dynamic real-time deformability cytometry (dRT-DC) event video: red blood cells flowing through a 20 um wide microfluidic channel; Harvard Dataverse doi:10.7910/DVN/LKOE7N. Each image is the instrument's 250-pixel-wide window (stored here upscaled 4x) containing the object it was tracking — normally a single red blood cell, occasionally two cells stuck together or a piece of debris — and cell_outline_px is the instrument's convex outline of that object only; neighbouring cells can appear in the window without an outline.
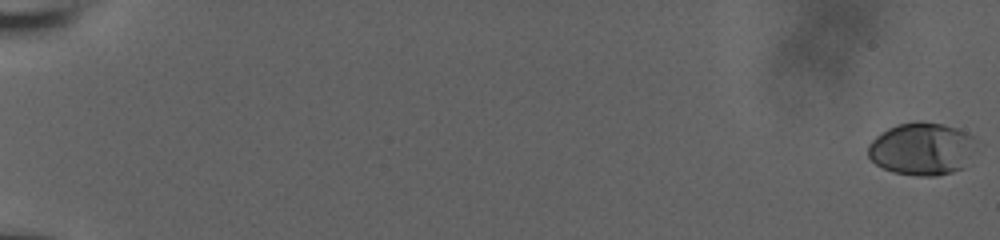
{"species": "human", "species_latin": "Homo sapiens", "temperature_condition": "room temperature", "stored_images_in_passage": 59, "camera_frame_rate_fps": 3000, "um_per_image_px": 0.085, "donor": {"sex": "male"}, "frame": {"image": 1, "passage_image": 1, "time_ms": 0.0, "image_size_px": [1000, 240], "cell_outline_px": [[972, 136], [964, 168], [952, 172], [936, 176], [920, 176], [892, 172], [876, 164], [868, 156], [868, 144], [880, 132], [896, 124], [916, 120], [920, 120], [944, 124], [956, 128]], "centroid_in_image_um": [78.25, 12.64], "position_along_channel_um": 6.8, "area_um2": 32.66}}
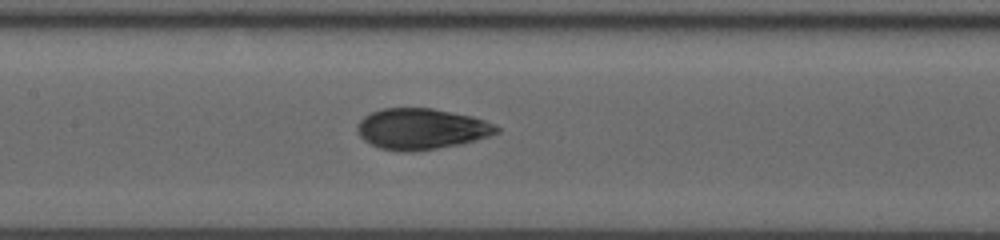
{"frame": {"image": 2, "passage_image": 32, "time_ms": 10.333, "image_size_px": [1000, 240], "cell_outline_px": [[500, 132], [476, 140], [460, 144], [412, 152], [400, 152], [380, 148], [364, 140], [360, 136], [356, 128], [356, 124], [364, 116], [380, 108], [432, 108], [472, 116], [496, 124], [500, 128]], "centroid_in_image_um": [35.81, 10.95], "position_along_channel_um": 171.6, "area_um2": 33.35}}
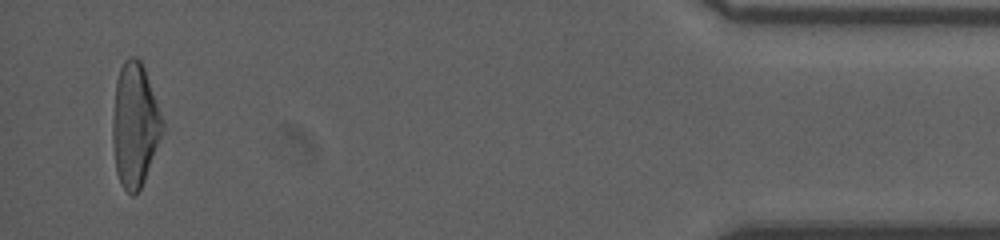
{"frame": {"image": 3, "passage_image": 57, "time_ms": 18.667, "image_size_px": [1000, 240], "cell_outline_px": [[164, 132], [144, 180], [140, 188], [132, 196], [120, 184], [116, 172], [112, 140], [112, 120], [116, 80], [120, 68], [124, 60], [128, 56], [136, 56], [140, 60], [144, 68], [164, 120]], "centroid_in_image_um": [11.46, 10.61], "position_along_channel_um": 423.7, "area_um2": 36.18}, "authors_computed_cell_mechanics": {"area_um2": 33.2928, "velocity_mm_per_s": 3.859, "shape_relaxation_time_tau1_ms": 4.0944, "shape_relaxation_time_tau2_ms": 1.2787, "deformation_change_tau1": 0.1666, "deformation_change_tau2": 0.0517}}